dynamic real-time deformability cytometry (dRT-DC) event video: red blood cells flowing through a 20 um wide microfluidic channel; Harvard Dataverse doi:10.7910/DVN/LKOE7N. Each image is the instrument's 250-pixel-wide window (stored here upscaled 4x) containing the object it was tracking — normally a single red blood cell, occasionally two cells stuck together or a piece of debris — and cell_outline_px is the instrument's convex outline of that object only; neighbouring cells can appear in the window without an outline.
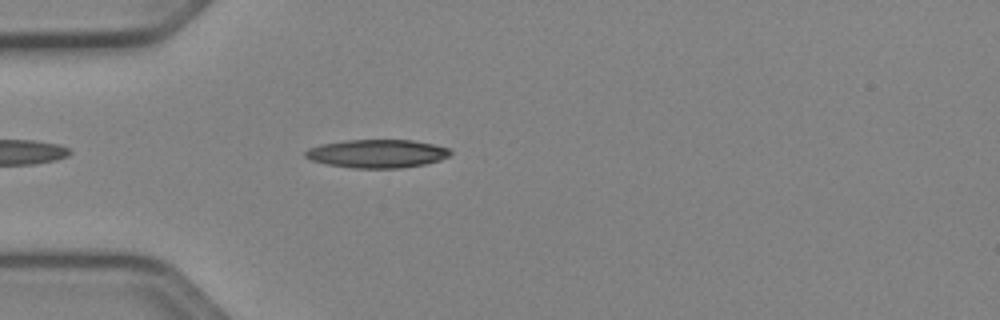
{"species": "Egyptian fruit bat (a non-hibernating species)", "species_latin": "Rousettus aegyptiacus", "temperature_condition": "cold", "stored_images_in_passage": 27, "camera_frame_rate_fps": 3000, "um_per_image_px": 0.085, "animal": {"sex": "female"}, "frame": {"image": 1, "passage_image": 4, "time_ms": 1.0, "image_size_px": [1000, 320], "cell_outline_px": [[452, 152], [448, 156], [440, 160], [424, 164], [400, 168], [356, 168], [328, 164], [312, 160], [304, 156], [304, 152], [308, 148], [320, 144], [344, 140], [412, 140], [452, 148]], "centroid_in_image_um": [32.06, 13.05], "position_along_channel_um": 52.9, "area_um2": 23.93}}
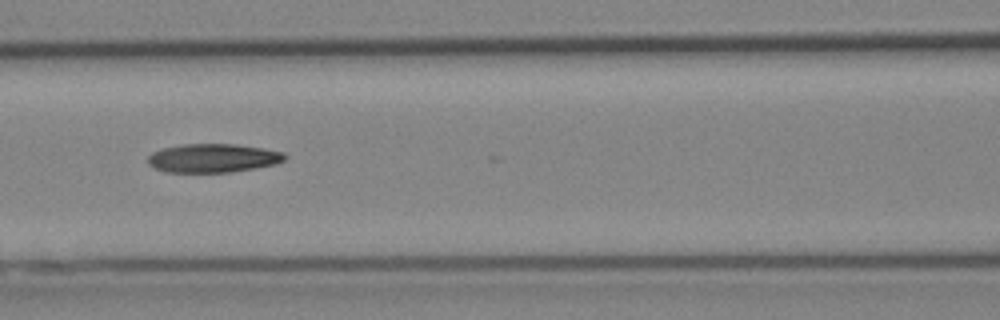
{"frame": {"image": 2, "passage_image": 12, "time_ms": 3.667, "image_size_px": [1000, 320], "cell_outline_px": [[288, 156], [284, 160], [276, 164], [256, 168], [228, 172], [164, 172], [148, 164], [148, 156], [152, 152], [160, 148], [184, 144], [236, 144], [264, 148], [284, 152]], "centroid_in_image_um": [18.11, 13.43], "position_along_channel_um": 148.5, "area_um2": 23.06}}
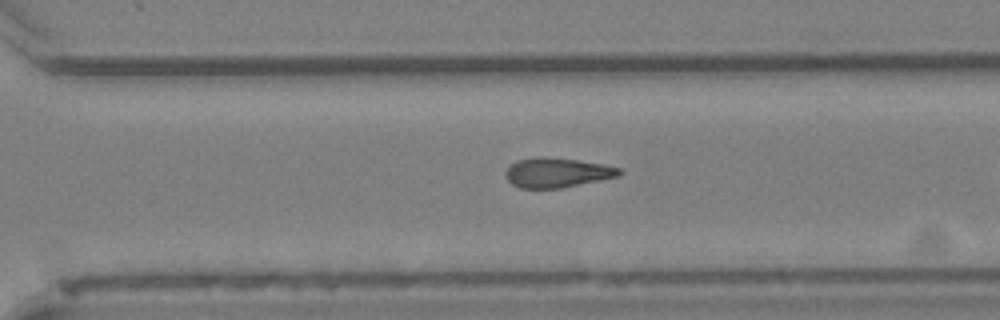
{"frame": {"image": 3, "passage_image": 22, "time_ms": 7.0, "image_size_px": [1000, 320], "cell_outline_px": [[624, 172], [620, 176], [560, 188], [520, 188], [512, 184], [504, 176], [504, 172], [516, 160], [540, 156], [576, 160], [600, 164], [620, 168]], "centroid_in_image_um": [47.33, 14.67], "position_along_channel_um": 323.3, "area_um2": 19.54}}